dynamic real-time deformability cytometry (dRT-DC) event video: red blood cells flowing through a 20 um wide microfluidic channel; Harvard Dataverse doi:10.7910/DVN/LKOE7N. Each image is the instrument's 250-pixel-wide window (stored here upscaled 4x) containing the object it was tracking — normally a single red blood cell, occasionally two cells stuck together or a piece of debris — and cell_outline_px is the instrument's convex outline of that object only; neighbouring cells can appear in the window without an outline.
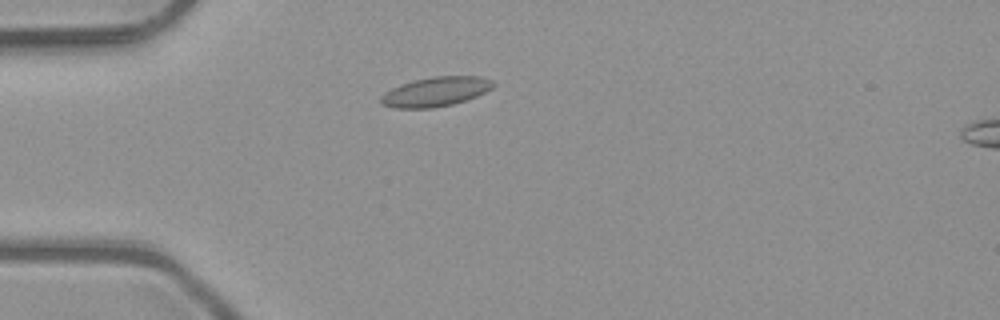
{"species": "common noctule bat (a hibernating species)", "species_latin": "Nyctalus noctula", "temperature_condition": "room temperature", "stored_images_in_passage": 2, "camera_frame_rate_fps": 3000, "um_per_image_px": 0.085, "animal": {"sex": "male", "body_mass_g": 23.1, "forearm_length_mm": 52.7}, "frame": {"image": 1, "passage_image": 1, "time_ms": 0.0, "image_size_px": [1000, 320], "cell_outline_px": [[496, 84], [492, 88], [476, 96], [452, 104], [432, 108], [392, 108], [380, 104], [380, 96], [384, 92], [400, 84], [432, 76], [480, 76], [492, 80]], "centroid_in_image_um": [37.0, 7.79], "position_along_channel_um": 48.0, "area_um2": 19.31}}